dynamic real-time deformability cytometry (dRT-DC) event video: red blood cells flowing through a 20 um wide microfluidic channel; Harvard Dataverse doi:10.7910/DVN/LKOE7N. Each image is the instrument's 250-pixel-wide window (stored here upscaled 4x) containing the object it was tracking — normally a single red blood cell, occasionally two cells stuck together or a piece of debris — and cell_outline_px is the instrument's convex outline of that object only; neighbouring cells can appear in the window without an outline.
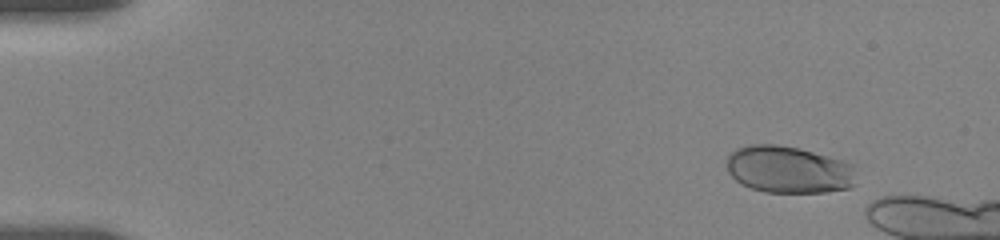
{"species": "human", "species_latin": "Homo sapiens", "temperature_condition": "room temperature", "stored_images_in_passage": 13, "camera_frame_rate_fps": 3000, "um_per_image_px": 0.085, "donor": {"sex": "female"}, "frame": {"image": 1, "passage_image": 4, "time_ms": 1.0, "image_size_px": [1000, 240], "cell_outline_px": [[856, 184], [852, 188], [824, 192], [764, 192], [752, 188], [736, 180], [728, 172], [728, 156], [736, 148], [748, 144], [776, 144], [800, 148], [844, 160], [852, 164]], "centroid_in_image_um": [67.06, 14.41], "position_along_channel_um": 17.9, "area_um2": 35.72}}